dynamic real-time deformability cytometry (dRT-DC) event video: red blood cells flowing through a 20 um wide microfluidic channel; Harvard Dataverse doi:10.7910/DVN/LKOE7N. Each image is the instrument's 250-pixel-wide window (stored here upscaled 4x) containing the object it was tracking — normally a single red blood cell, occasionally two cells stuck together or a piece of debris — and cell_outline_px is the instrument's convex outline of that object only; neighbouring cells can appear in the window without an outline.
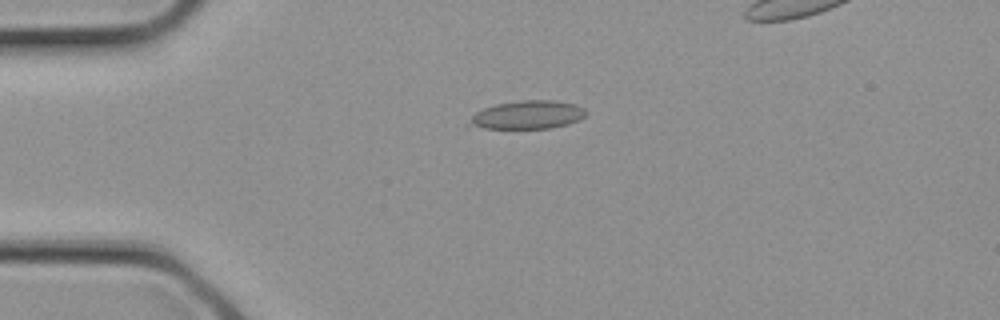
{"species": "common noctule bat (a hibernating species)", "species_latin": "Nyctalus noctula", "temperature_condition": "cold", "stored_images_in_passage": 14, "camera_frame_rate_fps": 3000, "um_per_image_px": 0.085, "animal": {"sex": "female", "body_mass_g": 21.9}, "frame": {"image": 1, "passage_image": 7, "time_ms": 2.0, "image_size_px": [1000, 320], "cell_outline_px": [[588, 112], [584, 116], [568, 124], [552, 128], [464, 128], [464, 124], [476, 112], [484, 108], [496, 104], [520, 100], [556, 100], [576, 104], [584, 108]], "centroid_in_image_um": [44.77, 9.77], "position_along_channel_um": 40.2, "area_um2": 19.59}}
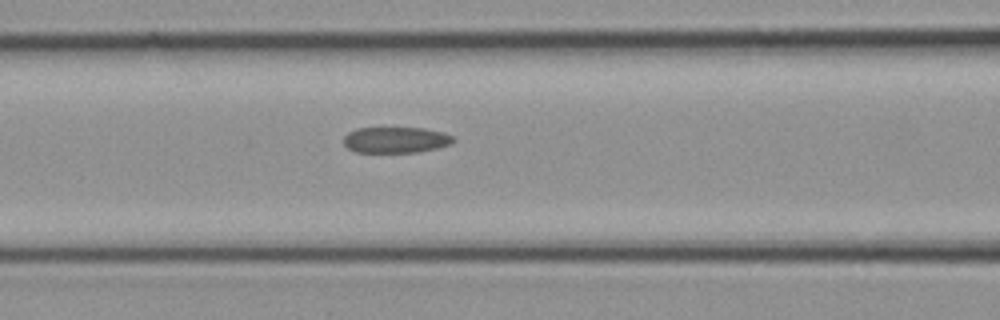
{"frame": {"image": 2, "passage_image": 12, "time_ms": 3.667, "image_size_px": [1000, 320], "cell_outline_px": [[456, 140], [452, 144], [420, 152], [356, 152], [348, 148], [344, 144], [344, 136], [348, 132], [356, 128], [424, 128], [444, 132], [452, 136]], "centroid_in_image_um": [33.66, 11.89], "position_along_channel_um": 132.9, "area_um2": 16.7}}
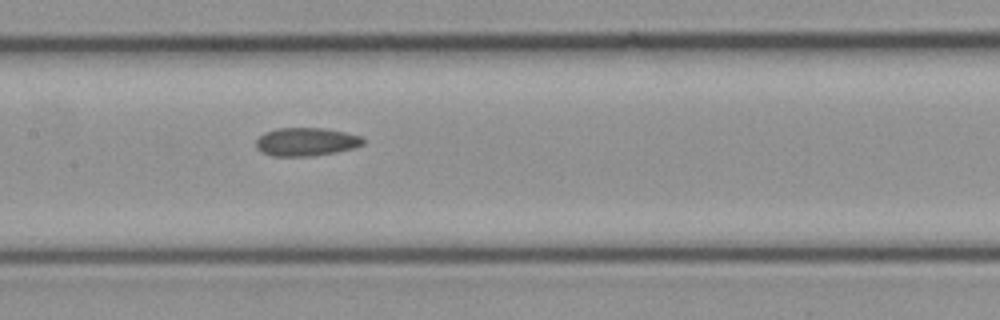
{"frame": {"image": 3, "passage_image": 14, "time_ms": 4.333, "image_size_px": [1000, 320], "cell_outline_px": [[368, 140], [364, 144], [352, 148], [336, 152], [312, 156], [272, 156], [256, 148], [256, 140], [264, 132], [276, 128], [324, 128], [344, 132], [360, 136]], "centroid_in_image_um": [26.03, 12.05], "position_along_channel_um": 181.4, "area_um2": 17.69}}